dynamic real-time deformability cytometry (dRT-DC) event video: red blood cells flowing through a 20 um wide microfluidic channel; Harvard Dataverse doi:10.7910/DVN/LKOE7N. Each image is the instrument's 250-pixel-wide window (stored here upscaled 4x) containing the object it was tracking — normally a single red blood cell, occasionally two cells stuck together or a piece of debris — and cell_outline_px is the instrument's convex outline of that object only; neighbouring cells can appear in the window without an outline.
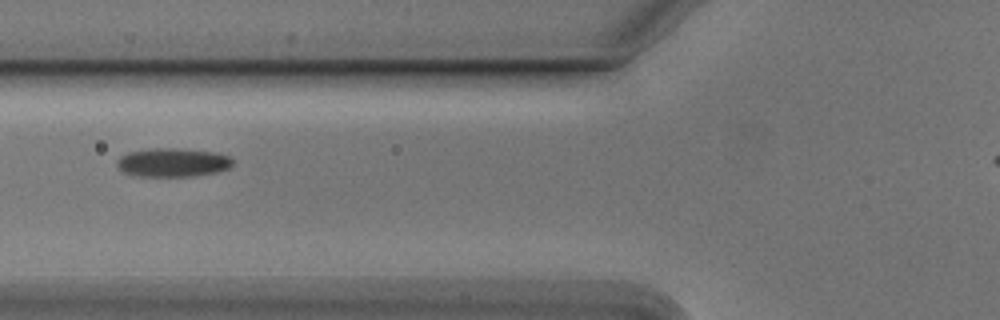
{"species": "Egyptian fruit bat (a non-hibernating species)", "species_latin": "Rousettus aegyptiacus", "temperature_condition": "cold", "stored_images_in_passage": 34, "camera_frame_rate_fps": 3000, "um_per_image_px": 0.085, "animal": {"sex": "male"}, "frame": {"image": 1, "passage_image": 6, "time_ms": 1.667, "image_size_px": [1000, 320], "cell_outline_px": [[232, 164], [228, 168], [216, 172], [192, 176], [140, 176], [124, 172], [116, 164], [116, 160], [120, 156], [128, 152], [148, 148], [176, 148], [216, 152], [228, 156], [232, 160]], "centroid_in_image_um": [14.65, 13.79], "position_along_channel_um": 111.1, "area_um2": 19.31}}
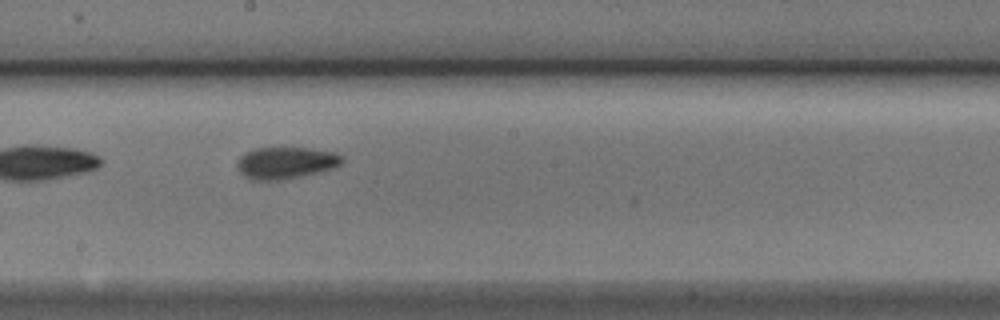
{"frame": {"image": 2, "passage_image": 15, "time_ms": 4.667, "image_size_px": [1000, 320], "cell_outline_px": [[344, 160], [340, 164], [332, 168], [288, 180], [252, 180], [244, 176], [240, 172], [236, 164], [240, 156], [244, 152], [252, 148], [308, 148], [332, 152], [344, 156]], "centroid_in_image_um": [24.26, 13.84], "position_along_channel_um": 223.9, "area_um2": 19.59}}
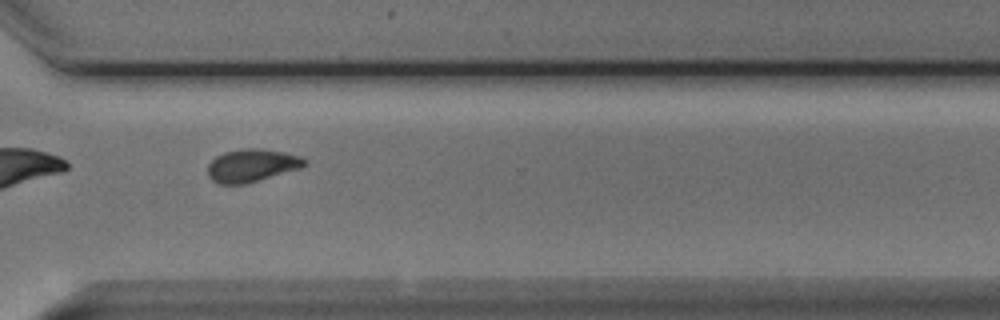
{"frame": {"image": 3, "passage_image": 25, "time_ms": 8.0, "image_size_px": [1000, 320], "cell_outline_px": [[308, 164], [300, 168], [244, 184], [220, 184], [212, 180], [208, 176], [208, 164], [216, 156], [224, 152], [244, 148], [260, 148], [284, 152], [300, 156], [308, 160]], "centroid_in_image_um": [21.41, 14.05], "position_along_channel_um": 349.2, "area_um2": 18.5}, "authors_computed_cell_mechanics": {"area_um2": 18.8717, "velocity_mm_per_s": 3.7631, "shape_relaxation_time_tau1_ms": 8.7732, "shape_relaxation_time_tau2_ms": 1.8804, "deformation_change_tau1": 0.1789, "deformation_change_tau2": 0.071}}